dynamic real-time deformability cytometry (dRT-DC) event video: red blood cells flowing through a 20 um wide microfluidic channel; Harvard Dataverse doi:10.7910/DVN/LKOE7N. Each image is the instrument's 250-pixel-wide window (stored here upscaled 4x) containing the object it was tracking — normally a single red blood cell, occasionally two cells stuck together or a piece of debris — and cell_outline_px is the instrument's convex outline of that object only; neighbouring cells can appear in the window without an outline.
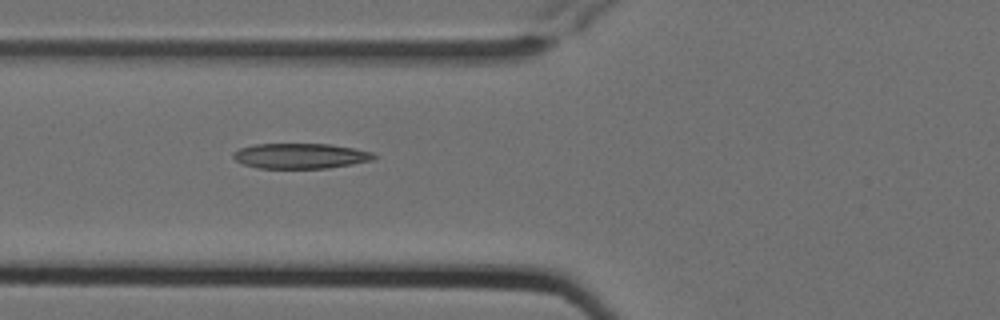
{"species": "Egyptian fruit bat (a non-hibernating species)", "species_latin": "Rousettus aegyptiacus", "temperature_condition": "cold", "stored_images_in_passage": 7, "camera_frame_rate_fps": 3000, "um_per_image_px": 0.085, "animal": {"sex": "female"}, "frame": {"image": 1, "passage_image": 7, "time_ms": 2.0, "image_size_px": [1000, 320], "cell_outline_px": [[376, 156], [372, 160], [352, 164], [328, 168], [260, 168], [244, 164], [236, 160], [232, 156], [232, 152], [240, 148], [256, 144], [328, 144], [356, 148], [372, 152]], "centroid_in_image_um": [25.54, 13.25], "position_along_channel_um": 100.3, "area_um2": 20.63}}